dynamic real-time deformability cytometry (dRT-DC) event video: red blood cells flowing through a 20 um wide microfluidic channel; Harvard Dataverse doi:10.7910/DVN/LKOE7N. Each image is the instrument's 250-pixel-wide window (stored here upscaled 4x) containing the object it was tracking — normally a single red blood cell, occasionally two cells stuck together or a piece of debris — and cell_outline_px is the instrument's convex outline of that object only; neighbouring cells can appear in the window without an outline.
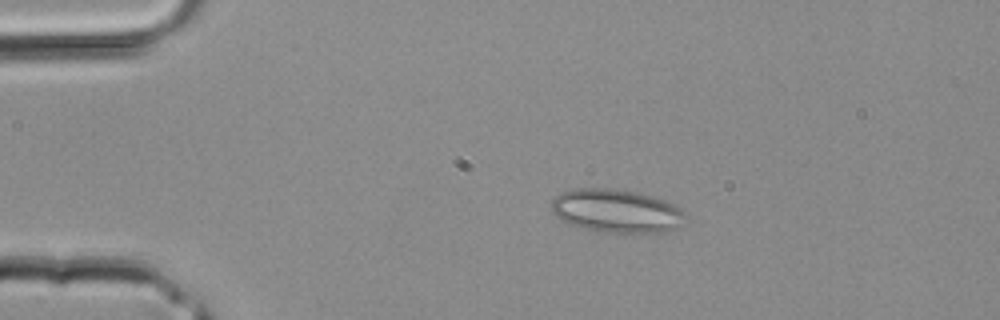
{"species": "common noctule bat (a hibernating species)", "species_latin": "Nyctalus noctula", "temperature_condition": "room temperature", "stored_images_in_passage": 2, "camera_frame_rate_fps": 3000, "um_per_image_px": 0.085, "animal": {"sex": "male", "body_mass_g": 20.4}, "frame": {"image": 1, "passage_image": 1, "time_ms": 0.0, "image_size_px": [1000, 320], "cell_outline_px": [[684, 216], [680, 224], [676, 228], [660, 236], [596, 232], [560, 220], [552, 212], [552, 200], [560, 192], [572, 188], [612, 188], [636, 192], [652, 196], [664, 200], [680, 208], [684, 212]], "centroid_in_image_um": [52.42, 17.98], "position_along_channel_um": 32.6, "area_um2": 34.85}}